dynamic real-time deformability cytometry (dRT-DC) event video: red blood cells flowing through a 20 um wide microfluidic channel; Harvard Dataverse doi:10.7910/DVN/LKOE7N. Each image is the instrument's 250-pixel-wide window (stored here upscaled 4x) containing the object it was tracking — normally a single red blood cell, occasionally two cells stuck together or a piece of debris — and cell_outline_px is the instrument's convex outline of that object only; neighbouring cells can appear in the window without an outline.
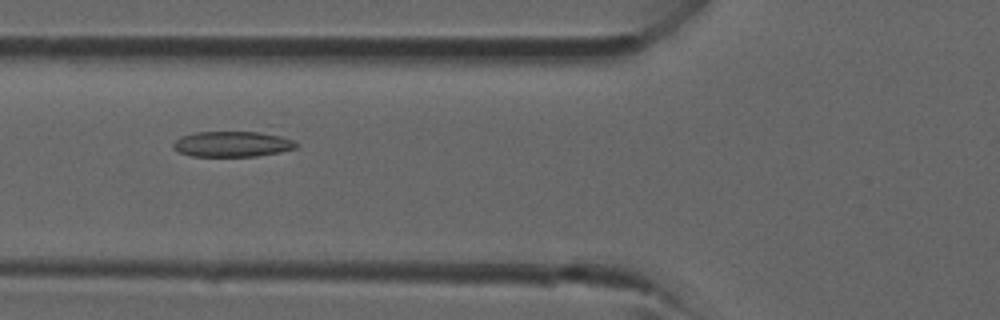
{"species": "common noctule bat (a hibernating species)", "species_latin": "Nyctalus noctula", "temperature_condition": "room temperature", "stored_images_in_passage": 35, "camera_frame_rate_fps": 3000, "um_per_image_px": 0.085, "animal": {"sex": "male", "forearm_length_mm": 52.5}, "frame": {"image": 1, "passage_image": 16, "time_ms": 5.0, "image_size_px": [1000, 320], "cell_outline_px": [[300, 144], [296, 148], [280, 152], [256, 156], [192, 156], [180, 152], [172, 148], [172, 144], [180, 136], [196, 132], [260, 132], [280, 136], [292, 140]], "centroid_in_image_um": [19.74, 12.24], "position_along_channel_um": 106.1, "area_um2": 18.26}}
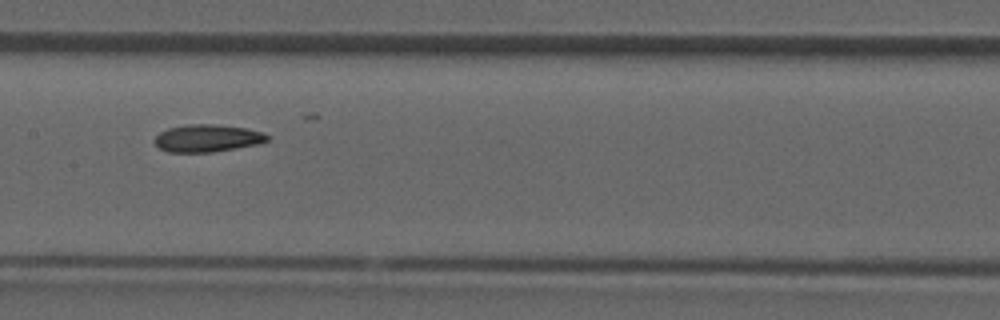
{"frame": {"image": 2, "passage_image": 21, "time_ms": 6.667, "image_size_px": [1000, 320], "cell_outline_px": [[268, 140], [260, 144], [212, 152], [168, 152], [160, 148], [152, 140], [160, 132], [168, 128], [188, 124], [216, 124], [248, 128], [264, 132], [268, 136]], "centroid_in_image_um": [17.64, 11.74], "position_along_channel_um": 189.8, "area_um2": 18.15}}
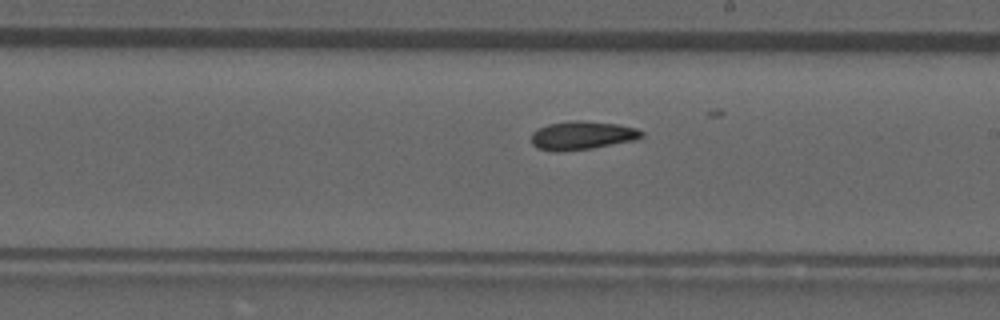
{"frame": {"image": 3, "passage_image": 24, "time_ms": 7.667, "image_size_px": [1000, 320], "cell_outline_px": [[644, 136], [636, 140], [592, 148], [536, 148], [532, 144], [532, 132], [548, 124], [568, 120], [580, 120], [616, 124], [636, 128], [644, 132]], "centroid_in_image_um": [49.56, 11.46], "position_along_channel_um": 239.4, "area_um2": 17.57}}